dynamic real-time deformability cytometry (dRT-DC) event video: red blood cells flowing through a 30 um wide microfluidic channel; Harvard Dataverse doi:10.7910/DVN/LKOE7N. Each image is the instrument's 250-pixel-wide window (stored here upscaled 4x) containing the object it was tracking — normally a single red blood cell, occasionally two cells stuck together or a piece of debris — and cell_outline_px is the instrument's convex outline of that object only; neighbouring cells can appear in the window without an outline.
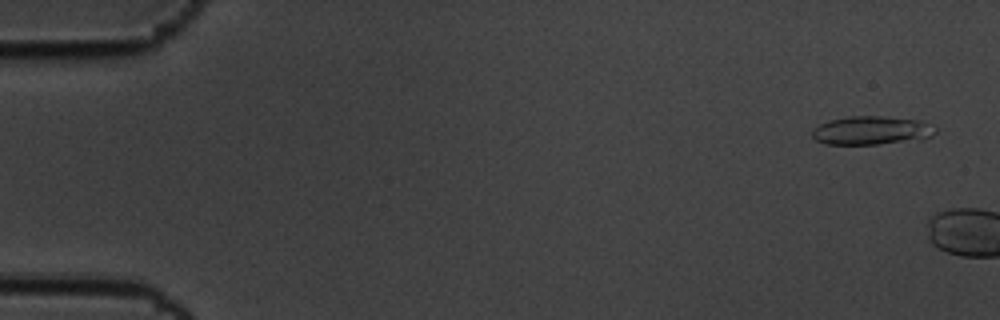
{"species": "common noctule bat (a hibernating species)", "species_latin": "Nyctalus noctula", "temperature_condition": "cold", "stored_images_in_passage": 2, "camera_frame_rate_fps": 3000, "um_per_image_px": 0.085, "animal": {"sex": "male", "body_mass_g": 19.5, "forearm_length_mm": 54.6}, "frame": {"image": 1, "passage_image": 1, "time_ms": 0.0, "image_size_px": [1000, 320], "cell_outline_px": [[936, 132], [932, 136], [924, 140], [876, 144], [824, 144], [816, 140], [812, 136], [812, 128], [828, 120], [848, 116], [884, 116], [920, 120], [936, 128]], "centroid_in_image_um": [74.09, 11.09], "position_along_channel_um": 10.9, "area_um2": 20.81}}